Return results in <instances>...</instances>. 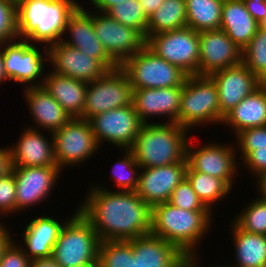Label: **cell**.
I'll return each mask as SVG.
<instances>
[{"instance_id":"obj_1","label":"cell","mask_w":266,"mask_h":267,"mask_svg":"<svg viewBox=\"0 0 266 267\" xmlns=\"http://www.w3.org/2000/svg\"><path fill=\"white\" fill-rule=\"evenodd\" d=\"M90 186L77 206L92 224L100 242L137 238L151 231L152 208L135 191Z\"/></svg>"},{"instance_id":"obj_2","label":"cell","mask_w":266,"mask_h":267,"mask_svg":"<svg viewBox=\"0 0 266 267\" xmlns=\"http://www.w3.org/2000/svg\"><path fill=\"white\" fill-rule=\"evenodd\" d=\"M212 217L211 211H189L161 203L152 207L150 233L173 244L184 255L198 256V245L214 227Z\"/></svg>"},{"instance_id":"obj_3","label":"cell","mask_w":266,"mask_h":267,"mask_svg":"<svg viewBox=\"0 0 266 267\" xmlns=\"http://www.w3.org/2000/svg\"><path fill=\"white\" fill-rule=\"evenodd\" d=\"M76 0H17L18 39L48 47L61 41Z\"/></svg>"},{"instance_id":"obj_4","label":"cell","mask_w":266,"mask_h":267,"mask_svg":"<svg viewBox=\"0 0 266 267\" xmlns=\"http://www.w3.org/2000/svg\"><path fill=\"white\" fill-rule=\"evenodd\" d=\"M189 134L175 122L143 123L130 150L140 168L171 165L186 157Z\"/></svg>"},{"instance_id":"obj_5","label":"cell","mask_w":266,"mask_h":267,"mask_svg":"<svg viewBox=\"0 0 266 267\" xmlns=\"http://www.w3.org/2000/svg\"><path fill=\"white\" fill-rule=\"evenodd\" d=\"M180 102L177 124L189 132L193 127L220 124L218 89L210 76L188 75Z\"/></svg>"},{"instance_id":"obj_6","label":"cell","mask_w":266,"mask_h":267,"mask_svg":"<svg viewBox=\"0 0 266 267\" xmlns=\"http://www.w3.org/2000/svg\"><path fill=\"white\" fill-rule=\"evenodd\" d=\"M71 215L54 244L52 257L61 267L97 264L100 240L96 231L78 209Z\"/></svg>"},{"instance_id":"obj_7","label":"cell","mask_w":266,"mask_h":267,"mask_svg":"<svg viewBox=\"0 0 266 267\" xmlns=\"http://www.w3.org/2000/svg\"><path fill=\"white\" fill-rule=\"evenodd\" d=\"M119 68L126 74L133 89L183 86L188 76L178 66L156 56L146 46L126 59Z\"/></svg>"},{"instance_id":"obj_8","label":"cell","mask_w":266,"mask_h":267,"mask_svg":"<svg viewBox=\"0 0 266 267\" xmlns=\"http://www.w3.org/2000/svg\"><path fill=\"white\" fill-rule=\"evenodd\" d=\"M8 81L22 84L23 88L42 86L48 62V49L25 39L0 44ZM25 85V86H24Z\"/></svg>"},{"instance_id":"obj_9","label":"cell","mask_w":266,"mask_h":267,"mask_svg":"<svg viewBox=\"0 0 266 267\" xmlns=\"http://www.w3.org/2000/svg\"><path fill=\"white\" fill-rule=\"evenodd\" d=\"M57 166L64 170L95 157L100 149L92 132L90 121L75 117L63 127L52 132Z\"/></svg>"},{"instance_id":"obj_10","label":"cell","mask_w":266,"mask_h":267,"mask_svg":"<svg viewBox=\"0 0 266 267\" xmlns=\"http://www.w3.org/2000/svg\"><path fill=\"white\" fill-rule=\"evenodd\" d=\"M146 47L156 56L178 66L187 75H198L199 32L190 27L149 36L146 38Z\"/></svg>"},{"instance_id":"obj_11","label":"cell","mask_w":266,"mask_h":267,"mask_svg":"<svg viewBox=\"0 0 266 267\" xmlns=\"http://www.w3.org/2000/svg\"><path fill=\"white\" fill-rule=\"evenodd\" d=\"M133 88L126 74L118 67L88 83L83 119L124 106L132 105Z\"/></svg>"},{"instance_id":"obj_12","label":"cell","mask_w":266,"mask_h":267,"mask_svg":"<svg viewBox=\"0 0 266 267\" xmlns=\"http://www.w3.org/2000/svg\"><path fill=\"white\" fill-rule=\"evenodd\" d=\"M89 121L99 147L108 142L117 150L131 149L143 125L133 104L98 114Z\"/></svg>"},{"instance_id":"obj_13","label":"cell","mask_w":266,"mask_h":267,"mask_svg":"<svg viewBox=\"0 0 266 267\" xmlns=\"http://www.w3.org/2000/svg\"><path fill=\"white\" fill-rule=\"evenodd\" d=\"M234 143H215L211 141L208 144L194 148L191 140L186 144V160L188 166L196 172L205 173L209 176L223 179L232 189L234 178L240 163L238 153Z\"/></svg>"},{"instance_id":"obj_14","label":"cell","mask_w":266,"mask_h":267,"mask_svg":"<svg viewBox=\"0 0 266 267\" xmlns=\"http://www.w3.org/2000/svg\"><path fill=\"white\" fill-rule=\"evenodd\" d=\"M93 25L98 40L118 66L146 46V38L139 30L119 23L107 13L93 11Z\"/></svg>"},{"instance_id":"obj_15","label":"cell","mask_w":266,"mask_h":267,"mask_svg":"<svg viewBox=\"0 0 266 267\" xmlns=\"http://www.w3.org/2000/svg\"><path fill=\"white\" fill-rule=\"evenodd\" d=\"M16 181V213L42 205L57 187L59 167H13ZM55 187V188H54ZM48 197V198H47ZM42 202V203H40ZM21 211V212H20Z\"/></svg>"},{"instance_id":"obj_16","label":"cell","mask_w":266,"mask_h":267,"mask_svg":"<svg viewBox=\"0 0 266 267\" xmlns=\"http://www.w3.org/2000/svg\"><path fill=\"white\" fill-rule=\"evenodd\" d=\"M186 157L178 163L141 168L135 192L151 208L169 202L173 190L186 178Z\"/></svg>"},{"instance_id":"obj_17","label":"cell","mask_w":266,"mask_h":267,"mask_svg":"<svg viewBox=\"0 0 266 267\" xmlns=\"http://www.w3.org/2000/svg\"><path fill=\"white\" fill-rule=\"evenodd\" d=\"M47 49V65L51 64L53 68L50 70L56 74L90 83L109 71L99 60L62 41L49 45Z\"/></svg>"},{"instance_id":"obj_18","label":"cell","mask_w":266,"mask_h":267,"mask_svg":"<svg viewBox=\"0 0 266 267\" xmlns=\"http://www.w3.org/2000/svg\"><path fill=\"white\" fill-rule=\"evenodd\" d=\"M61 41L99 60L109 71L119 67L109 57L95 34L93 11L87 10L83 4H80L69 16Z\"/></svg>"},{"instance_id":"obj_19","label":"cell","mask_w":266,"mask_h":267,"mask_svg":"<svg viewBox=\"0 0 266 267\" xmlns=\"http://www.w3.org/2000/svg\"><path fill=\"white\" fill-rule=\"evenodd\" d=\"M209 76L218 89L220 125L228 112L263 84L242 62Z\"/></svg>"},{"instance_id":"obj_20","label":"cell","mask_w":266,"mask_h":267,"mask_svg":"<svg viewBox=\"0 0 266 267\" xmlns=\"http://www.w3.org/2000/svg\"><path fill=\"white\" fill-rule=\"evenodd\" d=\"M198 75H210L215 71L242 62V50L222 29L199 32Z\"/></svg>"},{"instance_id":"obj_21","label":"cell","mask_w":266,"mask_h":267,"mask_svg":"<svg viewBox=\"0 0 266 267\" xmlns=\"http://www.w3.org/2000/svg\"><path fill=\"white\" fill-rule=\"evenodd\" d=\"M181 94L182 86L133 89L132 104L143 123H151L150 117L154 119V116L166 117L167 123H177Z\"/></svg>"},{"instance_id":"obj_22","label":"cell","mask_w":266,"mask_h":267,"mask_svg":"<svg viewBox=\"0 0 266 267\" xmlns=\"http://www.w3.org/2000/svg\"><path fill=\"white\" fill-rule=\"evenodd\" d=\"M42 131L25 126L18 141L10 144L13 167H58L54 153L52 132L49 139ZM50 133V134H49Z\"/></svg>"},{"instance_id":"obj_23","label":"cell","mask_w":266,"mask_h":267,"mask_svg":"<svg viewBox=\"0 0 266 267\" xmlns=\"http://www.w3.org/2000/svg\"><path fill=\"white\" fill-rule=\"evenodd\" d=\"M52 217L53 215L45 216V214L35 216L25 225L23 233H20L23 242L19 241L18 245L30 260L52 256L60 231L70 218L59 220L57 217Z\"/></svg>"},{"instance_id":"obj_24","label":"cell","mask_w":266,"mask_h":267,"mask_svg":"<svg viewBox=\"0 0 266 267\" xmlns=\"http://www.w3.org/2000/svg\"><path fill=\"white\" fill-rule=\"evenodd\" d=\"M23 94L33 121V124L27 125V127L54 132L71 119L68 113L43 86L24 88Z\"/></svg>"},{"instance_id":"obj_25","label":"cell","mask_w":266,"mask_h":267,"mask_svg":"<svg viewBox=\"0 0 266 267\" xmlns=\"http://www.w3.org/2000/svg\"><path fill=\"white\" fill-rule=\"evenodd\" d=\"M128 241L137 267H175L185 257L176 246L151 233Z\"/></svg>"},{"instance_id":"obj_26","label":"cell","mask_w":266,"mask_h":267,"mask_svg":"<svg viewBox=\"0 0 266 267\" xmlns=\"http://www.w3.org/2000/svg\"><path fill=\"white\" fill-rule=\"evenodd\" d=\"M42 86L71 118L83 117L87 82L56 74L48 69Z\"/></svg>"},{"instance_id":"obj_27","label":"cell","mask_w":266,"mask_h":267,"mask_svg":"<svg viewBox=\"0 0 266 267\" xmlns=\"http://www.w3.org/2000/svg\"><path fill=\"white\" fill-rule=\"evenodd\" d=\"M221 124L231 128L234 136L248 128L266 126V85L263 83L241 100L224 116Z\"/></svg>"},{"instance_id":"obj_28","label":"cell","mask_w":266,"mask_h":267,"mask_svg":"<svg viewBox=\"0 0 266 267\" xmlns=\"http://www.w3.org/2000/svg\"><path fill=\"white\" fill-rule=\"evenodd\" d=\"M220 29L243 50L256 34L258 22L247 11L243 0H224Z\"/></svg>"},{"instance_id":"obj_29","label":"cell","mask_w":266,"mask_h":267,"mask_svg":"<svg viewBox=\"0 0 266 267\" xmlns=\"http://www.w3.org/2000/svg\"><path fill=\"white\" fill-rule=\"evenodd\" d=\"M230 225L236 263L232 267H266V236L246 232L233 221Z\"/></svg>"},{"instance_id":"obj_30","label":"cell","mask_w":266,"mask_h":267,"mask_svg":"<svg viewBox=\"0 0 266 267\" xmlns=\"http://www.w3.org/2000/svg\"><path fill=\"white\" fill-rule=\"evenodd\" d=\"M187 26L185 0H164L148 18L146 38L157 33L181 29Z\"/></svg>"},{"instance_id":"obj_31","label":"cell","mask_w":266,"mask_h":267,"mask_svg":"<svg viewBox=\"0 0 266 267\" xmlns=\"http://www.w3.org/2000/svg\"><path fill=\"white\" fill-rule=\"evenodd\" d=\"M187 27L196 32L220 29L224 0H185Z\"/></svg>"},{"instance_id":"obj_32","label":"cell","mask_w":266,"mask_h":267,"mask_svg":"<svg viewBox=\"0 0 266 267\" xmlns=\"http://www.w3.org/2000/svg\"><path fill=\"white\" fill-rule=\"evenodd\" d=\"M186 178L203 205L213 213L212 208L217 201H223V198H227L232 191L223 179L193 171L189 166L186 170Z\"/></svg>"},{"instance_id":"obj_33","label":"cell","mask_w":266,"mask_h":267,"mask_svg":"<svg viewBox=\"0 0 266 267\" xmlns=\"http://www.w3.org/2000/svg\"><path fill=\"white\" fill-rule=\"evenodd\" d=\"M121 158L117 159L109 174L113 189L117 191H135L138 186L140 166L135 160V156L130 149H122Z\"/></svg>"},{"instance_id":"obj_34","label":"cell","mask_w":266,"mask_h":267,"mask_svg":"<svg viewBox=\"0 0 266 267\" xmlns=\"http://www.w3.org/2000/svg\"><path fill=\"white\" fill-rule=\"evenodd\" d=\"M97 267H137L132 244L125 240L100 242Z\"/></svg>"},{"instance_id":"obj_35","label":"cell","mask_w":266,"mask_h":267,"mask_svg":"<svg viewBox=\"0 0 266 267\" xmlns=\"http://www.w3.org/2000/svg\"><path fill=\"white\" fill-rule=\"evenodd\" d=\"M232 220L240 229L266 236V200L258 194Z\"/></svg>"},{"instance_id":"obj_36","label":"cell","mask_w":266,"mask_h":267,"mask_svg":"<svg viewBox=\"0 0 266 267\" xmlns=\"http://www.w3.org/2000/svg\"><path fill=\"white\" fill-rule=\"evenodd\" d=\"M242 63L263 83L266 81V30L257 29L242 50Z\"/></svg>"},{"instance_id":"obj_37","label":"cell","mask_w":266,"mask_h":267,"mask_svg":"<svg viewBox=\"0 0 266 267\" xmlns=\"http://www.w3.org/2000/svg\"><path fill=\"white\" fill-rule=\"evenodd\" d=\"M106 13L119 23L139 30L146 38L148 18L144 14L140 1L126 0L124 3L113 6Z\"/></svg>"},{"instance_id":"obj_38","label":"cell","mask_w":266,"mask_h":267,"mask_svg":"<svg viewBox=\"0 0 266 267\" xmlns=\"http://www.w3.org/2000/svg\"><path fill=\"white\" fill-rule=\"evenodd\" d=\"M17 39V0H0V44Z\"/></svg>"},{"instance_id":"obj_39","label":"cell","mask_w":266,"mask_h":267,"mask_svg":"<svg viewBox=\"0 0 266 267\" xmlns=\"http://www.w3.org/2000/svg\"><path fill=\"white\" fill-rule=\"evenodd\" d=\"M237 153L242 161L250 152L258 148H266V126L252 127L242 130L235 136Z\"/></svg>"},{"instance_id":"obj_40","label":"cell","mask_w":266,"mask_h":267,"mask_svg":"<svg viewBox=\"0 0 266 267\" xmlns=\"http://www.w3.org/2000/svg\"><path fill=\"white\" fill-rule=\"evenodd\" d=\"M169 203L189 211H210L200 201L187 178L173 190Z\"/></svg>"},{"instance_id":"obj_41","label":"cell","mask_w":266,"mask_h":267,"mask_svg":"<svg viewBox=\"0 0 266 267\" xmlns=\"http://www.w3.org/2000/svg\"><path fill=\"white\" fill-rule=\"evenodd\" d=\"M16 214V181L12 171L0 178V215L7 218ZM9 215V216H8Z\"/></svg>"},{"instance_id":"obj_42","label":"cell","mask_w":266,"mask_h":267,"mask_svg":"<svg viewBox=\"0 0 266 267\" xmlns=\"http://www.w3.org/2000/svg\"><path fill=\"white\" fill-rule=\"evenodd\" d=\"M14 241V239L4 249L0 267H30L31 260L26 256L23 249Z\"/></svg>"},{"instance_id":"obj_43","label":"cell","mask_w":266,"mask_h":267,"mask_svg":"<svg viewBox=\"0 0 266 267\" xmlns=\"http://www.w3.org/2000/svg\"><path fill=\"white\" fill-rule=\"evenodd\" d=\"M247 171L254 175L255 182L266 175V148H258L250 152L241 162Z\"/></svg>"},{"instance_id":"obj_44","label":"cell","mask_w":266,"mask_h":267,"mask_svg":"<svg viewBox=\"0 0 266 267\" xmlns=\"http://www.w3.org/2000/svg\"><path fill=\"white\" fill-rule=\"evenodd\" d=\"M247 11L258 23L266 15V0H243Z\"/></svg>"},{"instance_id":"obj_45","label":"cell","mask_w":266,"mask_h":267,"mask_svg":"<svg viewBox=\"0 0 266 267\" xmlns=\"http://www.w3.org/2000/svg\"><path fill=\"white\" fill-rule=\"evenodd\" d=\"M12 169L13 164L10 147L7 145L5 148L0 147V178L11 173Z\"/></svg>"},{"instance_id":"obj_46","label":"cell","mask_w":266,"mask_h":267,"mask_svg":"<svg viewBox=\"0 0 266 267\" xmlns=\"http://www.w3.org/2000/svg\"><path fill=\"white\" fill-rule=\"evenodd\" d=\"M126 0H91L89 3L93 6V10L91 11H98L102 13H106L110 8L120 3H124ZM139 1V0H136Z\"/></svg>"},{"instance_id":"obj_47","label":"cell","mask_w":266,"mask_h":267,"mask_svg":"<svg viewBox=\"0 0 266 267\" xmlns=\"http://www.w3.org/2000/svg\"><path fill=\"white\" fill-rule=\"evenodd\" d=\"M141 6L144 9V14L147 18L151 16L153 12L156 11V9L161 6L162 2L164 0H139Z\"/></svg>"},{"instance_id":"obj_48","label":"cell","mask_w":266,"mask_h":267,"mask_svg":"<svg viewBox=\"0 0 266 267\" xmlns=\"http://www.w3.org/2000/svg\"><path fill=\"white\" fill-rule=\"evenodd\" d=\"M30 267H61V266L51 256V257L32 259L30 262Z\"/></svg>"},{"instance_id":"obj_49","label":"cell","mask_w":266,"mask_h":267,"mask_svg":"<svg viewBox=\"0 0 266 267\" xmlns=\"http://www.w3.org/2000/svg\"><path fill=\"white\" fill-rule=\"evenodd\" d=\"M13 235L11 230L8 228V226H5L0 231V259L2 256V253L4 249L8 246V244L13 240Z\"/></svg>"},{"instance_id":"obj_50","label":"cell","mask_w":266,"mask_h":267,"mask_svg":"<svg viewBox=\"0 0 266 267\" xmlns=\"http://www.w3.org/2000/svg\"><path fill=\"white\" fill-rule=\"evenodd\" d=\"M199 257L201 258V255H185V257L175 267H200V259H197Z\"/></svg>"},{"instance_id":"obj_51","label":"cell","mask_w":266,"mask_h":267,"mask_svg":"<svg viewBox=\"0 0 266 267\" xmlns=\"http://www.w3.org/2000/svg\"><path fill=\"white\" fill-rule=\"evenodd\" d=\"M256 189L260 196L266 200V175L261 177L257 182H255Z\"/></svg>"},{"instance_id":"obj_52","label":"cell","mask_w":266,"mask_h":267,"mask_svg":"<svg viewBox=\"0 0 266 267\" xmlns=\"http://www.w3.org/2000/svg\"><path fill=\"white\" fill-rule=\"evenodd\" d=\"M8 80L5 72V67H4V59H3V53L2 49L0 47V84L2 85L5 84L4 81Z\"/></svg>"},{"instance_id":"obj_53","label":"cell","mask_w":266,"mask_h":267,"mask_svg":"<svg viewBox=\"0 0 266 267\" xmlns=\"http://www.w3.org/2000/svg\"><path fill=\"white\" fill-rule=\"evenodd\" d=\"M258 28L266 30V15L264 18L258 23Z\"/></svg>"},{"instance_id":"obj_54","label":"cell","mask_w":266,"mask_h":267,"mask_svg":"<svg viewBox=\"0 0 266 267\" xmlns=\"http://www.w3.org/2000/svg\"><path fill=\"white\" fill-rule=\"evenodd\" d=\"M73 267H97V264L74 265Z\"/></svg>"},{"instance_id":"obj_55","label":"cell","mask_w":266,"mask_h":267,"mask_svg":"<svg viewBox=\"0 0 266 267\" xmlns=\"http://www.w3.org/2000/svg\"><path fill=\"white\" fill-rule=\"evenodd\" d=\"M0 218H2L1 215H0ZM5 226H6V224L3 223V220H2V221L0 220V231H1Z\"/></svg>"},{"instance_id":"obj_56","label":"cell","mask_w":266,"mask_h":267,"mask_svg":"<svg viewBox=\"0 0 266 267\" xmlns=\"http://www.w3.org/2000/svg\"><path fill=\"white\" fill-rule=\"evenodd\" d=\"M210 267H232V266H230V265H227V264H226V265H221V264H220V266L213 265V266H210Z\"/></svg>"}]
</instances>
